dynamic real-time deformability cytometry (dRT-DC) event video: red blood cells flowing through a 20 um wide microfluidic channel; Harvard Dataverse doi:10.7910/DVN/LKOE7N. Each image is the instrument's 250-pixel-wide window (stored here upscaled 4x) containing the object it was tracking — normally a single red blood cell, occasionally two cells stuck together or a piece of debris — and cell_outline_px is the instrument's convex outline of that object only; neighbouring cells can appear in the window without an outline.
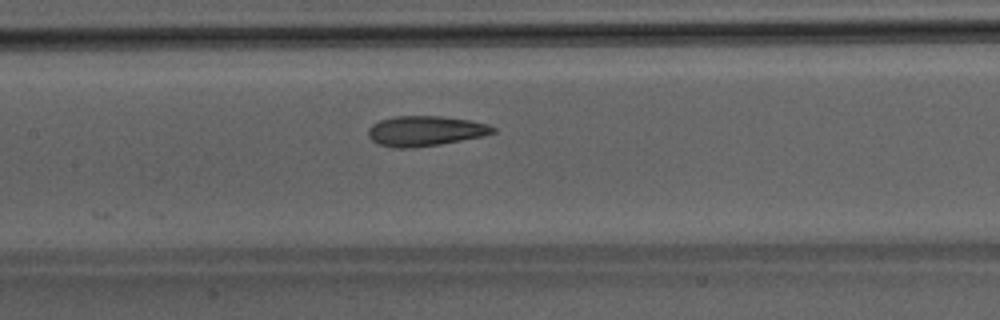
{"species": "Egyptian fruit bat (a non-hibernating species)", "species_latin": "Rousettus aegyptiacus", "temperature_condition": "room temperature", "stored_images_in_passage": 44, "camera_frame_rate_fps": 3000, "um_per_image_px": 0.085, "animal": {"sex": "male"}, "frame": {"image": 1, "passage_image": 19, "time_ms": 6.0, "image_size_px": [1000, 320], "cell_outline_px": [[496, 132], [484, 136], [440, 144], [412, 148], [392, 148], [376, 144], [368, 136], [368, 128], [372, 124], [380, 120], [392, 116], [440, 116], [468, 120], [488, 124], [496, 128]], "centroid_in_image_um": [36.12, 11.14], "position_along_channel_um": 171.3, "area_um2": 22.08}}
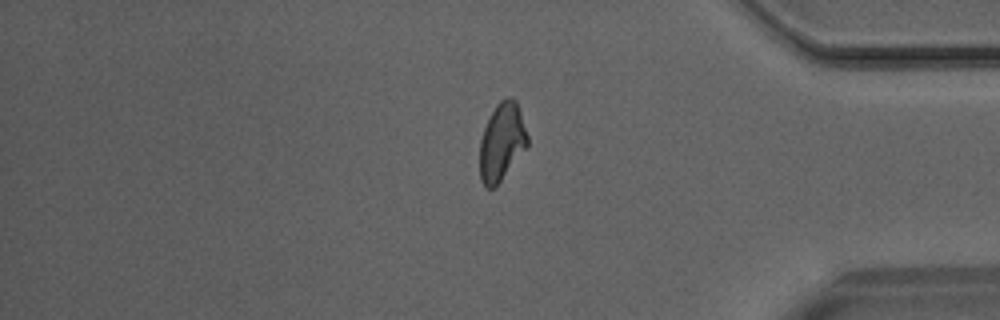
{"frame": {"image": 2, "passage_image": 36, "time_ms": 11.667, "image_size_px": [1000, 320], "cell_outline_px": [[528, 144], [500, 180], [492, 188], [484, 188], [480, 180], [480, 140], [484, 128], [496, 104], [500, 100], [508, 96], [512, 96], [516, 100], [528, 136]], "centroid_in_image_um": [42.63, 12.03], "position_along_channel_um": 392.6, "area_um2": 21.21}}
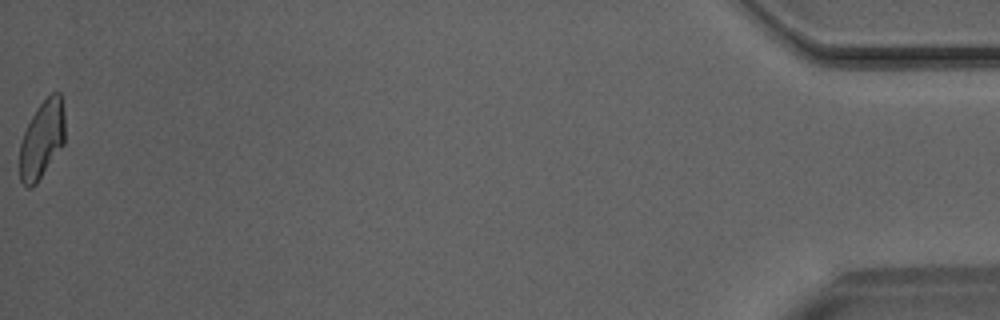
{"frame": {"image": 3, "passage_image": 44, "time_ms": 14.333, "image_size_px": [1000, 320], "cell_outline_px": [[64, 144], [36, 184], [32, 188], [28, 188], [20, 180], [20, 144], [24, 132], [36, 108], [52, 92], [60, 92], [64, 112]], "centroid_in_image_um": [3.57, 11.86], "position_along_channel_um": 431.6, "area_um2": 20.4}}